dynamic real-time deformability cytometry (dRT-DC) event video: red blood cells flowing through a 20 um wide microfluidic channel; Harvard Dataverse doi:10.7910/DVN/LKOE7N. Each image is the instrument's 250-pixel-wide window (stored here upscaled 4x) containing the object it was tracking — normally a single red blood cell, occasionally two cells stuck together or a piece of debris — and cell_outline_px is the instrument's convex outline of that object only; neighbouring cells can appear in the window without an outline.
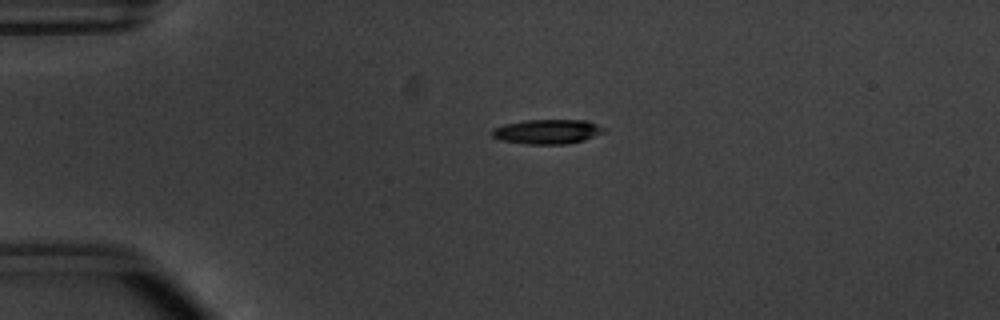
{"species": "common noctule bat (a hibernating species)", "species_latin": "Nyctalus noctula", "temperature_condition": "warm", "stored_images_in_passage": 54, "camera_frame_rate_fps": 3000, "um_per_image_px": 0.085, "animal": {"sex": "male", "body_mass_g": 20.1, "forearm_length_mm": 53.5}, "frame": {"image": 1, "passage_image": 13, "time_ms": 4.0, "image_size_px": [1000, 320], "cell_outline_px": [[604, 132], [584, 140], [568, 144], [524, 144], [500, 140], [492, 136], [488, 132], [492, 128], [504, 124], [528, 120], [588, 120], [604, 128]], "centroid_in_image_um": [46.47, 11.19], "position_along_channel_um": 38.5, "area_um2": 16.13}}
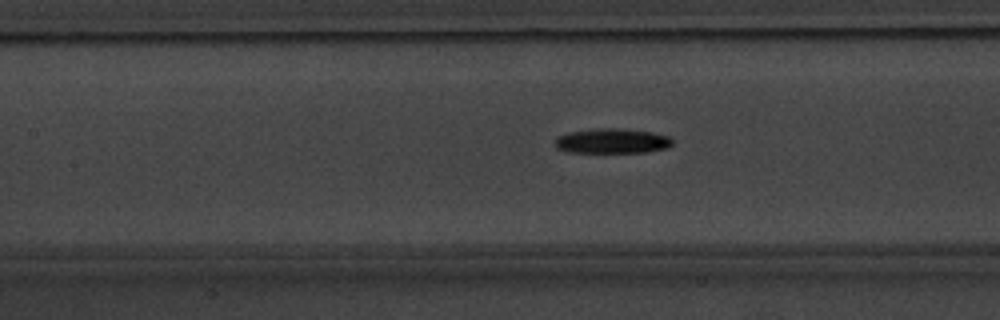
{"frame": {"image": 2, "passage_image": 25, "time_ms": 8.0, "image_size_px": [1000, 320], "cell_outline_px": [[672, 144], [668, 148], [648, 152], [568, 152], [556, 148], [556, 136], [568, 132], [600, 128], [620, 128], [652, 132], [668, 136], [672, 140]], "centroid_in_image_um": [52.03, 11.98], "position_along_channel_um": 155.4, "area_um2": 17.05}}
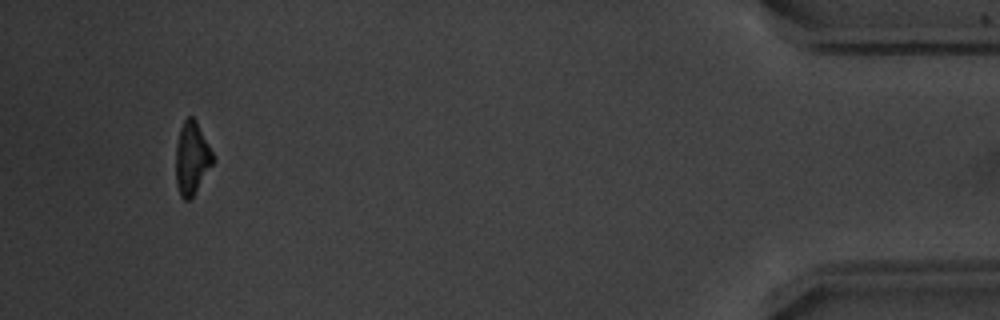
{"frame": {"image": 3, "passage_image": 51, "time_ms": 16.667, "image_size_px": [1000, 320], "cell_outline_px": [[216, 160], [192, 196], [188, 200], [184, 200], [180, 196], [176, 184], [176, 144], [180, 128], [184, 120], [188, 116], [192, 116], [196, 120]], "centroid_in_image_um": [16.3, 13.44], "position_along_channel_um": 418.9, "area_um2": 15.66}, "authors_computed_cell_mechanics": {"area_um2": 16.2996, "velocity_mm_per_s": 3.8284, "shape_relaxation_time_tau1_ms": 3.5485, "shape_relaxation_time_tau2_ms": null, "deformation_change_tau1": 0.1462, "deformation_change_tau2": null}}